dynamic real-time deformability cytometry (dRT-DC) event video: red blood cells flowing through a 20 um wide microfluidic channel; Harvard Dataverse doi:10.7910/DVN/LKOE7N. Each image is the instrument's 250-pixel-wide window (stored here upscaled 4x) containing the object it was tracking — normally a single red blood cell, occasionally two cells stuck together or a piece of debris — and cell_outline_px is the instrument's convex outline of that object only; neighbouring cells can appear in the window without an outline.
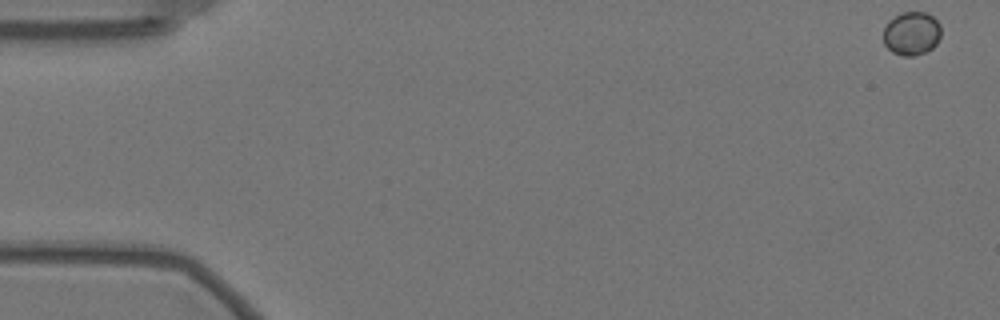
{"species": "Egyptian fruit bat (a non-hibernating species)", "species_latin": "Rousettus aegyptiacus", "temperature_condition": "warm", "stored_images_in_passage": 14, "camera_frame_rate_fps": 3000, "um_per_image_px": 0.085, "animal": {"sex": "female"}, "frame": {"image": 1, "passage_image": 1, "time_ms": 0.0, "image_size_px": [1000, 320], "cell_outline_px": [[940, 36], [936, 44], [932, 48], [924, 52], [912, 56], [904, 56], [892, 52], [884, 44], [884, 28], [888, 20], [900, 12], [928, 12], [940, 24]], "centroid_in_image_um": [77.47, 2.82], "position_along_channel_um": 7.5, "area_um2": 14.68}}
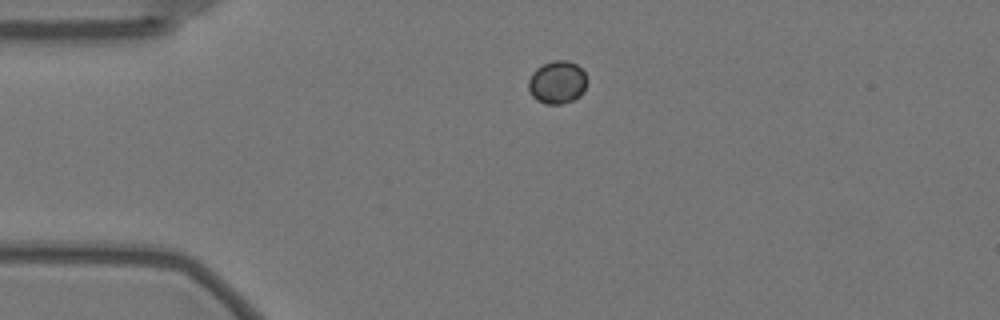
{"frame": {"image": 2, "passage_image": 13, "time_ms": 4.0, "image_size_px": [1000, 320], "cell_outline_px": [[588, 80], [580, 96], [572, 100], [560, 104], [548, 104], [536, 100], [532, 96], [528, 88], [528, 80], [532, 72], [536, 68], [552, 60], [568, 60], [576, 64], [584, 72]], "centroid_in_image_um": [47.35, 6.98], "position_along_channel_um": 37.6, "area_um2": 14.68}}